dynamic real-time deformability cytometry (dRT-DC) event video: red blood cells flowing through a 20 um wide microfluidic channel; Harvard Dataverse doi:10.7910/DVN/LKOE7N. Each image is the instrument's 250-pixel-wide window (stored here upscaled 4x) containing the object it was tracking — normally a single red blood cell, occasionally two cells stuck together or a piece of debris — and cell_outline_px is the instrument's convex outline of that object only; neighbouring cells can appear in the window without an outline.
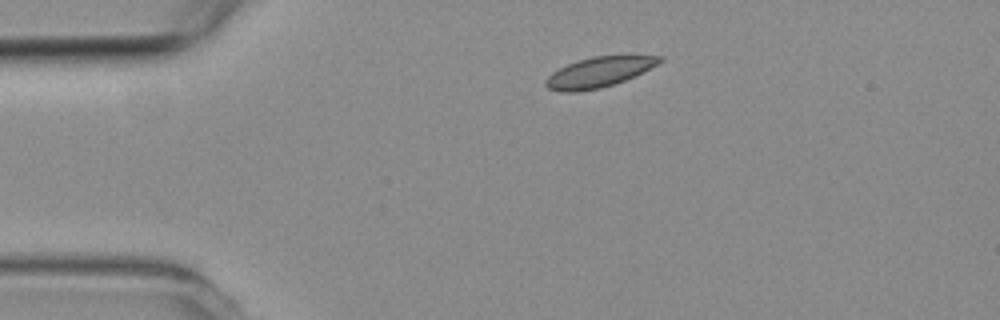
{"species": "common noctule bat (a hibernating species)", "species_latin": "Nyctalus noctula", "temperature_condition": "room temperature", "stored_images_in_passage": 2, "camera_frame_rate_fps": 3000, "um_per_image_px": 0.085, "animal": {"sex": "female", "body_mass_g": 19.3, "forearm_length_mm": 54.1}, "frame": {"image": 1, "passage_image": 1, "time_ms": 0.0, "image_size_px": [1000, 320], "cell_outline_px": [[664, 60], [624, 80], [600, 88], [576, 92], [564, 92], [548, 88], [544, 84], [544, 80], [552, 72], [568, 64], [592, 56], [620, 52], [664, 56]], "centroid_in_image_um": [50.96, 6.06], "position_along_channel_um": 34.0, "area_um2": 20.52}}